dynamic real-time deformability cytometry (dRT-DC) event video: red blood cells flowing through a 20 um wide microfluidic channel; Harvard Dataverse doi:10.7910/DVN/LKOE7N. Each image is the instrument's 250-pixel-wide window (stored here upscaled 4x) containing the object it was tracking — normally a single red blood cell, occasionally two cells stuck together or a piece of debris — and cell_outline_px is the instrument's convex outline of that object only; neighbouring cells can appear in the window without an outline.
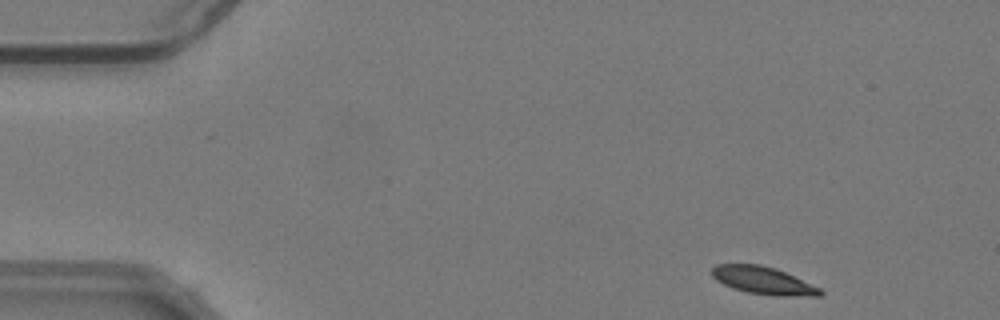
{"species": "common noctule bat (a hibernating species)", "species_latin": "Nyctalus noctula", "temperature_condition": "warm", "stored_images_in_passage": 49, "camera_frame_rate_fps": 3000, "um_per_image_px": 0.085, "animal": {"sex": "male", "body_mass_g": 19.2, "forearm_length_mm": 51.8}, "frame": {"image": 1, "passage_image": 1, "time_ms": 0.0, "image_size_px": [1000, 320], "cell_outline_px": [[824, 292], [820, 296], [772, 296], [748, 292], [732, 288], [716, 280], [712, 276], [712, 268], [716, 264], [760, 264], [776, 268], [820, 288]], "centroid_in_image_um": [64.87, 23.84], "position_along_channel_um": 20.1, "area_um2": 17.4}}
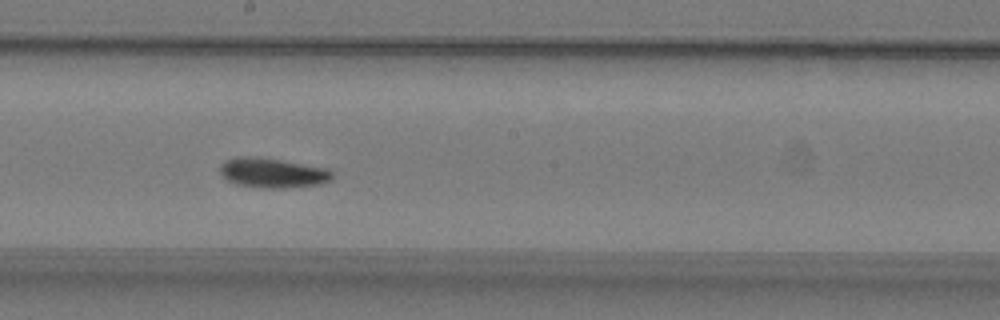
{"frame": {"image": 2, "passage_image": 25, "time_ms": 8.0, "image_size_px": [1000, 320], "cell_outline_px": [[332, 180], [320, 184], [288, 188], [260, 188], [236, 184], [228, 180], [220, 172], [220, 164], [224, 160], [236, 156], [252, 156], [280, 160], [328, 168], [332, 172]], "centroid_in_image_um": [23.16, 14.69], "position_along_channel_um": 225.0, "area_um2": 19.59}}
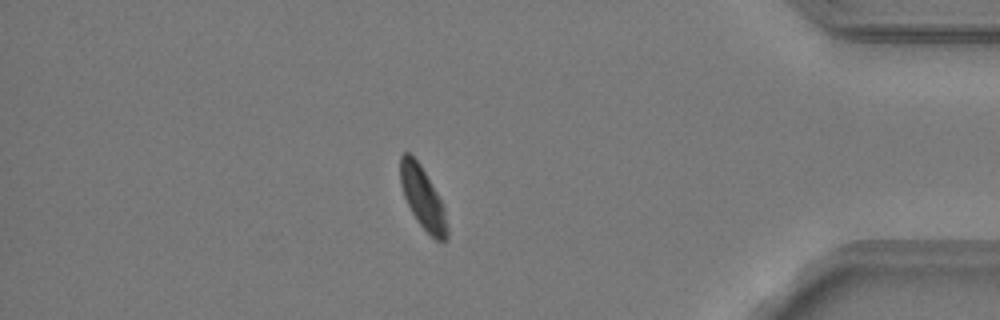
{"frame": {"image": 3, "passage_image": 42, "time_ms": 13.667, "image_size_px": [1000, 320], "cell_outline_px": [[448, 240], [436, 240], [416, 220], [404, 196], [400, 184], [400, 156], [404, 152], [408, 152], [420, 164], [436, 192], [444, 208], [448, 228]], "centroid_in_image_um": [35.92, 16.82], "position_along_channel_um": 399.3, "area_um2": 16.59}, "authors_computed_cell_mechanics": {"area_um2": 18.3226, "velocity_mm_per_s": 3.7409, "shape_relaxation_time_tau1_ms": 3.4625, "shape_relaxation_time_tau2_ms": 10.4338, "deformation_change_tau1": 0.136, "deformation_change_tau2": 0.1016}}